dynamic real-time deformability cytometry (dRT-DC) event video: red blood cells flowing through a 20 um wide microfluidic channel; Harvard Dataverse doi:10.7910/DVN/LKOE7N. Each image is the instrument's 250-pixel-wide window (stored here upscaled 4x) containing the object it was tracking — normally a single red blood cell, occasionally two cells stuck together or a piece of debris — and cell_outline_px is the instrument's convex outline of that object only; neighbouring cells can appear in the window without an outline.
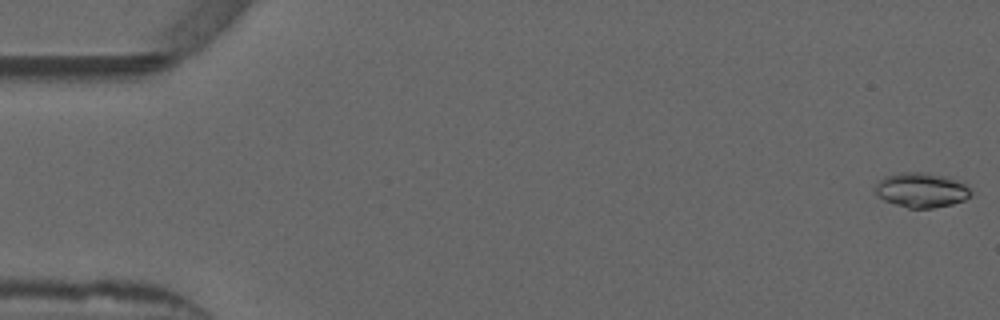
{"species": "common noctule bat (a hibernating species)", "species_latin": "Nyctalus noctula", "temperature_condition": "warm", "stored_images_in_passage": 53, "camera_frame_rate_fps": 3000, "um_per_image_px": 0.085, "animal": {"sex": "male", "forearm_length_mm": 52.5}, "frame": {"image": 1, "passage_image": 1, "time_ms": 0.0, "image_size_px": [1000, 320], "cell_outline_px": [[972, 192], [964, 200], [952, 204], [932, 208], [908, 208], [884, 200], [872, 188], [884, 176], [900, 172], [924, 172], [948, 176], [964, 184]], "centroid_in_image_um": [78.29, 16.14], "position_along_channel_um": 6.7, "area_um2": 19.31}}
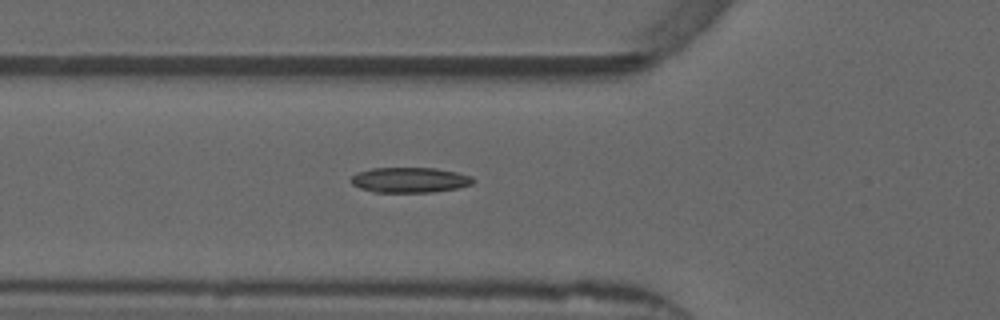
{"frame": {"image": 2, "passage_image": 19, "time_ms": 6.0, "image_size_px": [1000, 320], "cell_outline_px": [[476, 180], [472, 184], [456, 188], [432, 192], [372, 192], [360, 188], [352, 184], [348, 180], [356, 172], [372, 168], [436, 168], [456, 172], [472, 176]], "centroid_in_image_um": [34.8, 15.29], "position_along_channel_um": 91.0, "area_um2": 18.09}}
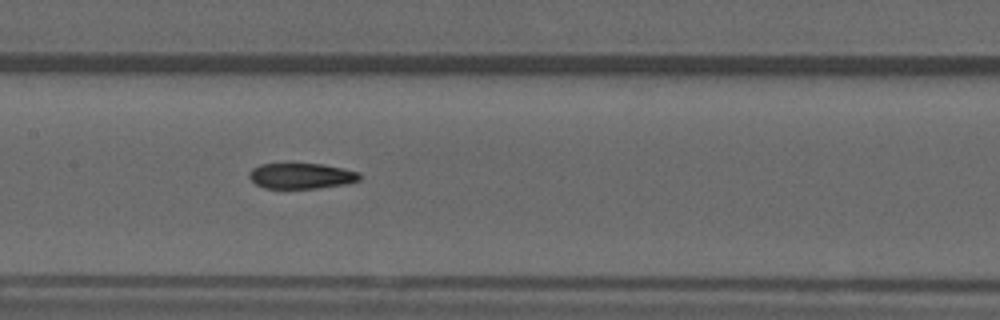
{"frame": {"image": 3, "passage_image": 26, "time_ms": 8.333, "image_size_px": [1000, 320], "cell_outline_px": [[360, 180], [348, 184], [316, 188], [264, 188], [256, 184], [248, 176], [248, 172], [252, 168], [260, 164], [324, 164], [344, 168], [360, 172]], "centroid_in_image_um": [25.63, 14.95], "position_along_channel_um": 181.8, "area_um2": 16.59}, "authors_computed_cell_mechanics": {"area_um2": 17.5134, "velocity_mm_per_s": 3.8665, "shape_relaxation_time_tau1_ms": null, "shape_relaxation_time_tau2_ms": 4.0605, "deformation_change_tau1": null, "deformation_change_tau2": 0.1059}}